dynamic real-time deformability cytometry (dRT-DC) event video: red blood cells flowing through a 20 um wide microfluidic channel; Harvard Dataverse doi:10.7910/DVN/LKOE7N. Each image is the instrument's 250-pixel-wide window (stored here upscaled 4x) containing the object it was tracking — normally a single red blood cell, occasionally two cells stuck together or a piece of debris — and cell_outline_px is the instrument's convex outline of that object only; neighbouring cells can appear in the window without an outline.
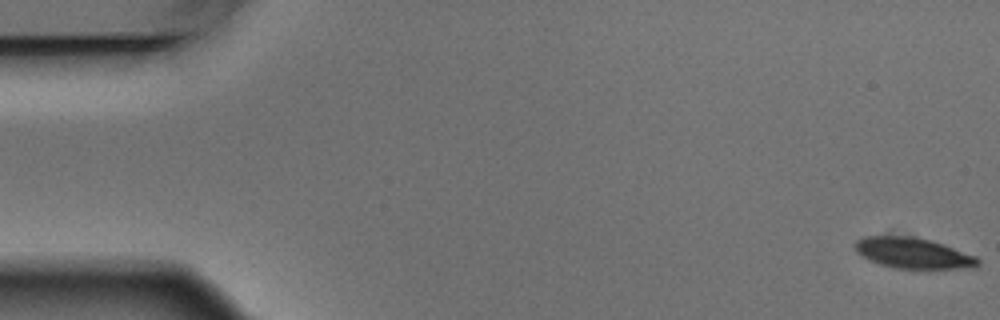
{"species": "Egyptian fruit bat (a non-hibernating species)", "species_latin": "Rousettus aegyptiacus", "temperature_condition": "warm", "stored_images_in_passage": 5, "camera_frame_rate_fps": 3000, "um_per_image_px": 0.085, "animal": {"sex": "male"}, "frame": {"image": 1, "passage_image": 1, "time_ms": 0.0, "image_size_px": [1000, 320], "cell_outline_px": [[980, 264], [976, 268], [892, 268], [880, 264], [860, 256], [856, 252], [856, 240], [864, 236], [912, 236], [932, 240], [976, 256], [980, 260]], "centroid_in_image_um": [77.62, 21.51], "position_along_channel_um": 7.4, "area_um2": 22.02}}
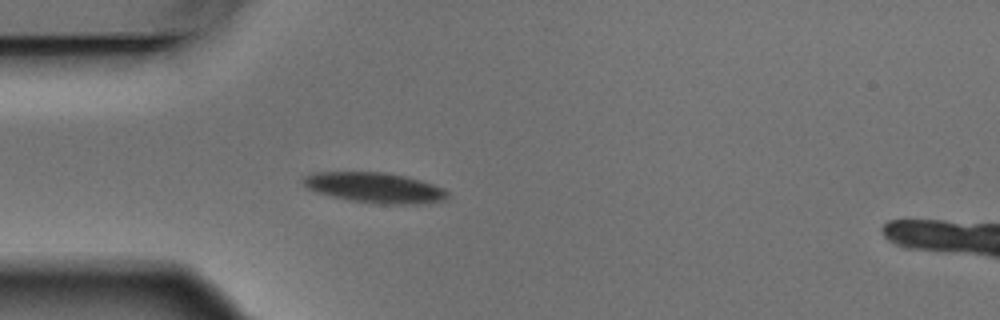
{"frame": {"image": 2, "passage_image": 5, "time_ms": 1.333, "image_size_px": [1000, 320], "cell_outline_px": [[448, 196], [444, 200], [428, 204], [376, 204], [348, 200], [316, 192], [308, 188], [300, 180], [304, 176], [312, 172], [384, 172], [404, 176], [420, 180], [444, 188], [448, 192]], "centroid_in_image_um": [31.85, 15.96], "position_along_channel_um": 53.1, "area_um2": 25.72}}